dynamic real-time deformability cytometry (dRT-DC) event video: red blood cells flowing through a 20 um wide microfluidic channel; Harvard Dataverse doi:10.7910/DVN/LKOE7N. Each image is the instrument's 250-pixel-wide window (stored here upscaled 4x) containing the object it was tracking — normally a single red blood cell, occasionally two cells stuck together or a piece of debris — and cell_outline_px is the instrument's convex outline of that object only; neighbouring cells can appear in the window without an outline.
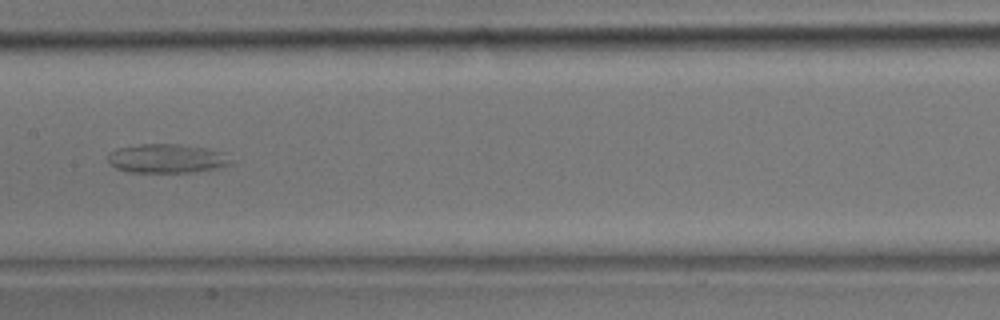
{"species": "common noctule bat (a hibernating species)", "species_latin": "Nyctalus noctula", "temperature_condition": "room temperature", "stored_images_in_passage": 38, "camera_frame_rate_fps": 3000, "um_per_image_px": 0.085, "animal": {"sex": "male", "body_mass_g": 17.9}, "frame": {"image": 1, "passage_image": 19, "time_ms": 6.0, "image_size_px": [1000, 320], "cell_outline_px": [[232, 164], [216, 168], [192, 172], [128, 172], [116, 168], [108, 164], [108, 156], [116, 148], [140, 144], [180, 144], [204, 148], [220, 152], [232, 160]], "centroid_in_image_um": [14.13, 13.48], "position_along_channel_um": 193.3, "area_um2": 20.63}}
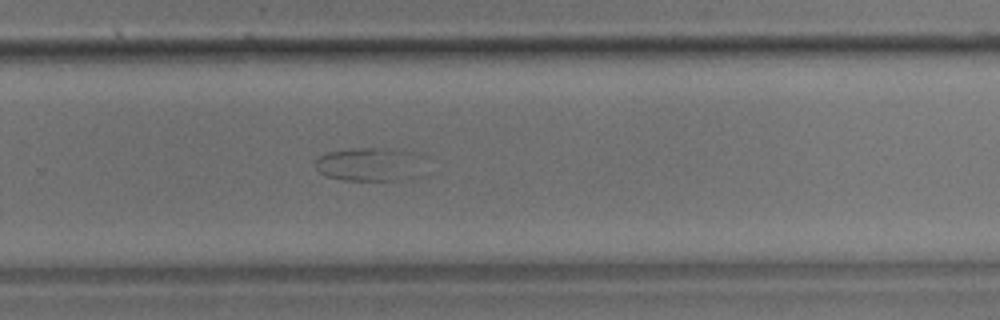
{"frame": {"image": 2, "passage_image": 25, "time_ms": 8.0, "image_size_px": [1000, 320], "cell_outline_px": [[428, 156], [396, 180], [344, 180], [324, 176], [316, 168], [316, 160], [320, 156], [328, 152], [348, 148], [404, 148], [420, 152]], "centroid_in_image_um": [31.32, 13.89], "position_along_channel_um": 298.5, "area_um2": 20.87}}
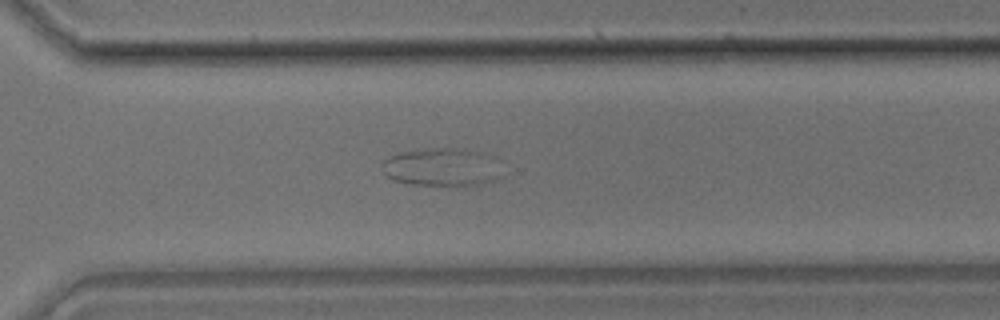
{"frame": {"image": 3, "passage_image": 27, "time_ms": 8.667, "image_size_px": [1000, 320], "cell_outline_px": [[504, 176], [496, 180], [476, 184], [412, 184], [396, 180], [388, 176], [380, 168], [380, 164], [384, 160], [392, 156], [404, 152], [432, 148], [456, 148], [484, 152], [496, 156], [500, 160]], "centroid_in_image_um": [37.68, 14.18], "position_along_channel_um": 332.9, "area_um2": 26.65}}